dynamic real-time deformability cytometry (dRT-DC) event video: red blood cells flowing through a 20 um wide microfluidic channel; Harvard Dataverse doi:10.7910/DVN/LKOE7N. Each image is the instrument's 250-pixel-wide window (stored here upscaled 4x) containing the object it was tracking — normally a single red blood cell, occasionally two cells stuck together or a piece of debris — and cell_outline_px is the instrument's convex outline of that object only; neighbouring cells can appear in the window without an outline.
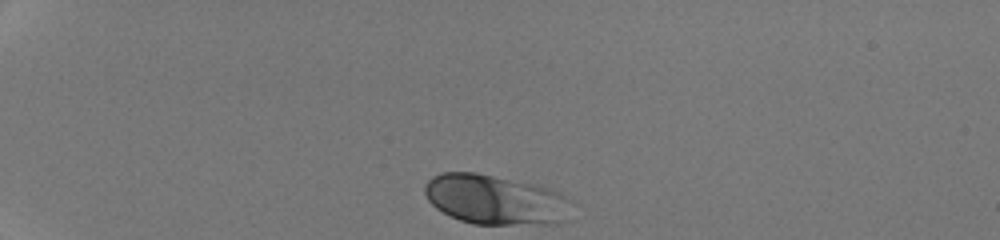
{"species": "human", "species_latin": "Homo sapiens", "temperature_condition": "room temperature", "stored_images_in_passage": 32, "camera_frame_rate_fps": 3000, "um_per_image_px": 0.085, "donor": {"sex": "male"}, "frame": {"image": 1, "passage_image": 1, "time_ms": 0.0, "image_size_px": [1000, 240], "cell_outline_px": [[576, 200], [568, 220], [560, 224], [472, 224], [460, 220], [436, 208], [428, 200], [424, 192], [424, 184], [432, 176], [440, 172], [476, 172], [540, 184], [552, 188]], "centroid_in_image_um": [42.22, 16.96], "position_along_channel_um": 42.8, "area_um2": 43.93}}
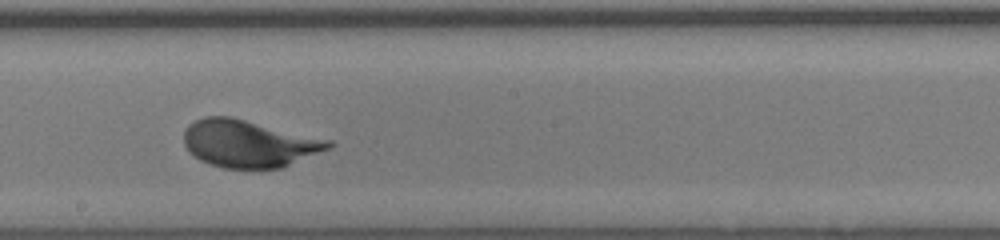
{"frame": {"image": 2, "passage_image": 19, "time_ms": 6.0, "image_size_px": [1000, 240], "cell_outline_px": [[336, 144], [328, 148], [284, 168], [224, 168], [200, 160], [188, 152], [184, 144], [184, 132], [188, 124], [204, 116], [232, 116], [332, 140]], "centroid_in_image_um": [21.15, 12.19], "position_along_channel_um": 227.0, "area_um2": 40.11}}
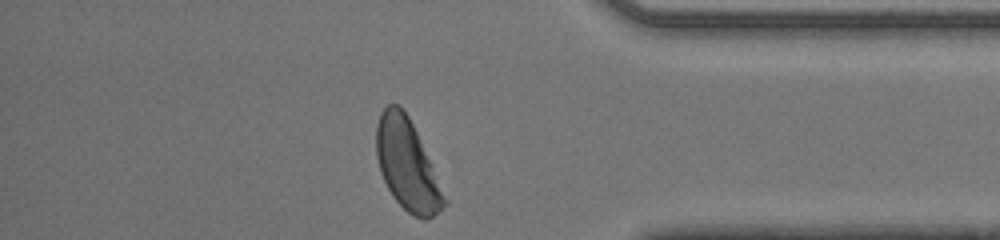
{"frame": {"image": 3, "passage_image": 32, "time_ms": 10.333, "image_size_px": [1000, 240], "cell_outline_px": [[448, 204], [428, 220], [424, 220], [412, 216], [392, 196], [380, 172], [376, 156], [376, 124], [380, 112], [388, 104], [400, 104], [408, 116], [416, 132], [448, 200]], "centroid_in_image_um": [34.6, 14.02], "position_along_channel_um": 400.6, "area_um2": 35.78}, "authors_computed_cell_mechanics": {"area_um2": 39.304, "velocity_mm_per_s": 4.251, "shape_relaxation_time_tau1_ms": 2.0311, "shape_relaxation_time_tau2_ms": null, "deformation_change_tau1": 0.1311, "deformation_change_tau2": null}}